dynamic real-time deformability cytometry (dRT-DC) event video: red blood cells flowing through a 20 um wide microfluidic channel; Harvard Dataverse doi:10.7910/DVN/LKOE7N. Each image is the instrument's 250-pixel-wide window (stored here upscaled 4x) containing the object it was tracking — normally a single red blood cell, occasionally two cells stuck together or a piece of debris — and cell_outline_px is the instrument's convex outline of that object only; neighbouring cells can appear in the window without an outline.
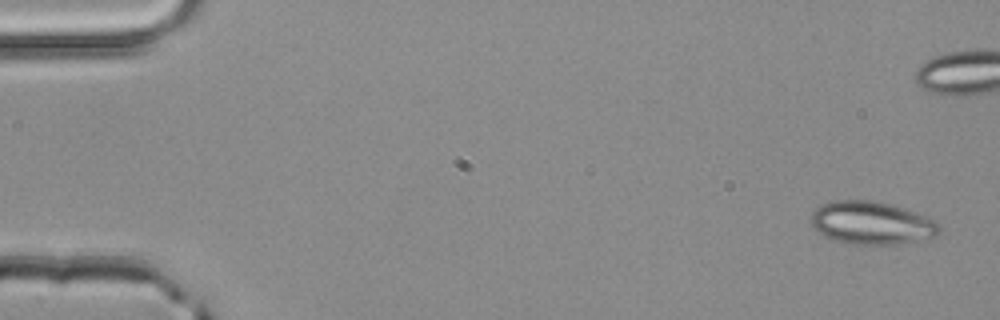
{"species": "common noctule bat (a hibernating species)", "species_latin": "Nyctalus noctula", "temperature_condition": "room temperature", "stored_images_in_passage": 4, "camera_frame_rate_fps": 3000, "um_per_image_px": 0.085, "animal": {"sex": "male", "body_mass_g": 20.4}, "frame": {"image": 1, "passage_image": 1, "time_ms": 0.0, "image_size_px": [1000, 320], "cell_outline_px": [[940, 232], [936, 236], [916, 240], [892, 244], [848, 244], [824, 236], [812, 228], [812, 212], [820, 204], [832, 200], [872, 200], [888, 204], [916, 212], [936, 220], [940, 224]], "centroid_in_image_um": [74.06, 18.94], "position_along_channel_um": 10.9, "area_um2": 32.02}}